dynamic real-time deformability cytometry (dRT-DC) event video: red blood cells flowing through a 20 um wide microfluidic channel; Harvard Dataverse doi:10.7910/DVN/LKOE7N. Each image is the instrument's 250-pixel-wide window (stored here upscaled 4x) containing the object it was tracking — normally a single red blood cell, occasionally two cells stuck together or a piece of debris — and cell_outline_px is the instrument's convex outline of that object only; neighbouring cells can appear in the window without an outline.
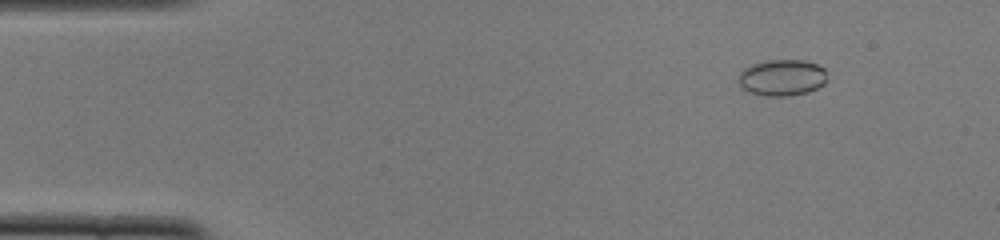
{"species": "common noctule bat (a hibernating species)", "species_latin": "Nyctalus noctula", "temperature_condition": "cold", "stored_images_in_passage": 51, "camera_frame_rate_fps": 3000, "um_per_image_px": 0.085, "animal": {"sex": "female", "body_mass_g": 22.0, "forearm_length_mm": 56.7}, "frame": {"image": 1, "passage_image": 6, "time_ms": 1.667, "image_size_px": [1000, 240], "cell_outline_px": [[828, 80], [824, 84], [808, 92], [788, 96], [764, 96], [748, 92], [736, 80], [740, 72], [744, 68], [752, 64], [768, 60], [804, 60], [816, 64], [824, 68]], "centroid_in_image_um": [66.47, 6.6], "position_along_channel_um": 18.5, "area_um2": 18.96}}
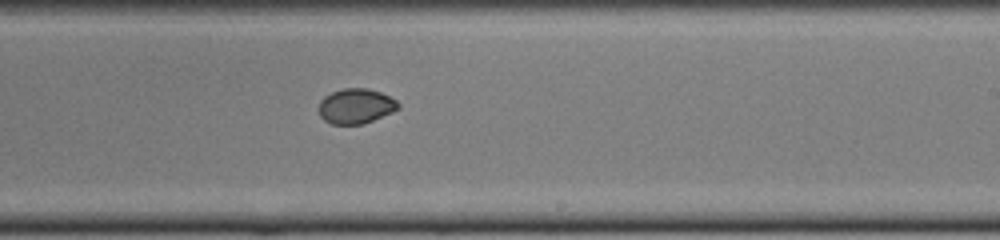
{"frame": {"image": 2, "passage_image": 31, "time_ms": 10.0, "image_size_px": [1000, 240], "cell_outline_px": [[400, 108], [392, 112], [364, 124], [332, 124], [324, 120], [320, 116], [320, 100], [324, 96], [332, 92], [344, 88], [368, 88], [380, 92], [396, 100], [400, 104]], "centroid_in_image_um": [30.26, 9.02], "position_along_channel_um": 258.7, "area_um2": 16.18}}
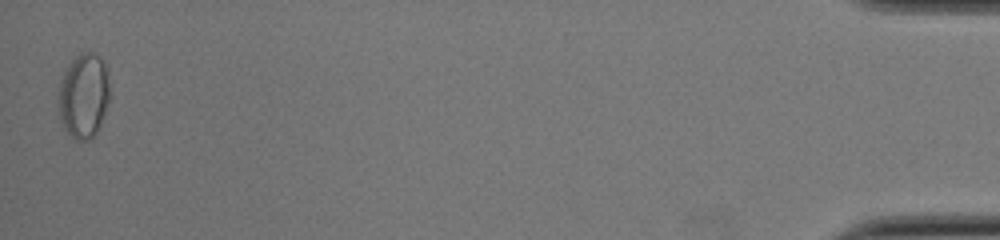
{"frame": {"image": 3, "passage_image": 51, "time_ms": 16.667, "image_size_px": [1000, 240], "cell_outline_px": [[112, 96], [100, 128], [88, 140], [76, 140], [68, 132], [60, 120], [56, 104], [56, 96], [60, 80], [68, 64], [80, 52], [96, 52], [104, 60], [108, 72]], "centroid_in_image_um": [7.13, 8.1], "position_along_channel_um": 428.1, "area_um2": 26.53}}